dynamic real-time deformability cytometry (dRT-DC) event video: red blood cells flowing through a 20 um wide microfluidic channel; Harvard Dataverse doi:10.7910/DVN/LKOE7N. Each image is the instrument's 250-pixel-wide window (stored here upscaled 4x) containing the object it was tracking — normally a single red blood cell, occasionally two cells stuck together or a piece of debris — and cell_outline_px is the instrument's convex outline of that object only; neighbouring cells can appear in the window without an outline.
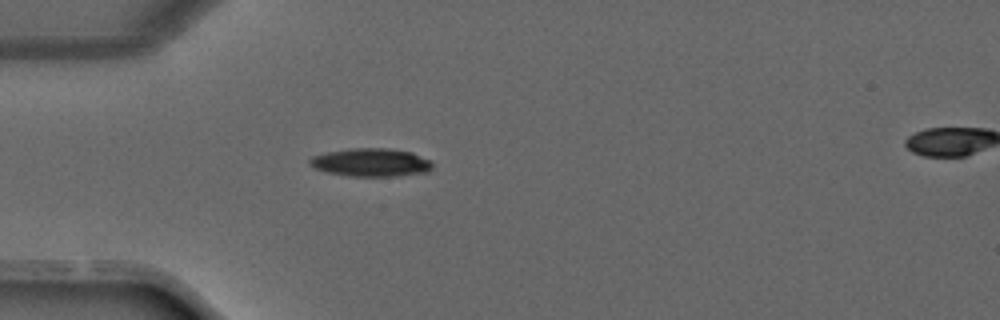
{"species": "common noctule bat (a hibernating species)", "species_latin": "Nyctalus noctula", "temperature_condition": "warm", "stored_images_in_passage": 20, "camera_frame_rate_fps": 3000, "um_per_image_px": 0.085, "animal": {"sex": "male", "forearm_length_mm": 52.5}, "frame": {"image": 1, "passage_image": 1, "time_ms": 0.0, "image_size_px": [1000, 320], "cell_outline_px": [[432, 168], [428, 172], [396, 176], [348, 176], [328, 172], [316, 168], [308, 164], [308, 160], [312, 156], [328, 152], [352, 148], [388, 148], [412, 152], [432, 160]], "centroid_in_image_um": [31.57, 13.8], "position_along_channel_um": 53.4, "area_um2": 20.23}}
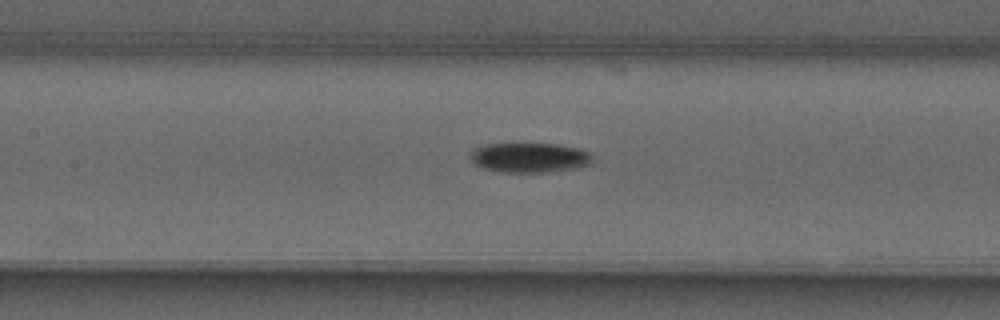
{"frame": {"image": 2, "passage_image": 8, "time_ms": 2.333, "image_size_px": [1000, 320], "cell_outline_px": [[592, 164], [572, 168], [548, 172], [500, 172], [480, 168], [472, 164], [468, 156], [472, 148], [488, 144], [556, 144], [580, 148], [592, 152]], "centroid_in_image_um": [44.96, 13.4], "position_along_channel_um": 162.4, "area_um2": 21.56}}
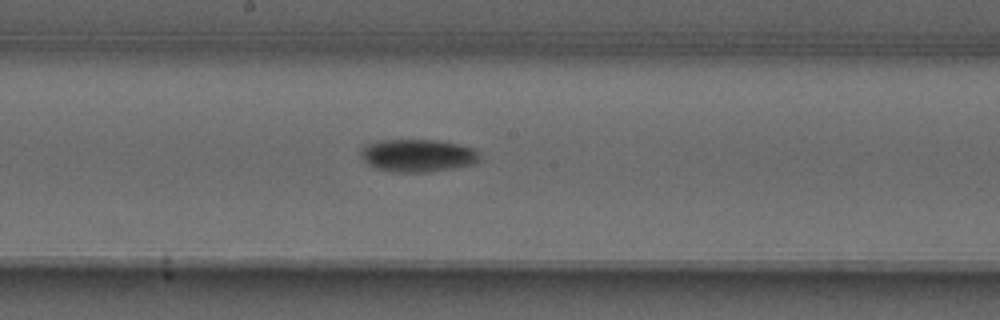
{"frame": {"image": 3, "passage_image": 11, "time_ms": 3.333, "image_size_px": [1000, 320], "cell_outline_px": [[480, 160], [476, 164], [452, 168], [424, 172], [400, 172], [376, 168], [368, 164], [360, 156], [360, 148], [364, 144], [380, 140], [436, 140], [456, 144], [472, 148], [480, 156]], "centroid_in_image_um": [35.47, 13.21], "position_along_channel_um": 212.7, "area_um2": 22.54}}